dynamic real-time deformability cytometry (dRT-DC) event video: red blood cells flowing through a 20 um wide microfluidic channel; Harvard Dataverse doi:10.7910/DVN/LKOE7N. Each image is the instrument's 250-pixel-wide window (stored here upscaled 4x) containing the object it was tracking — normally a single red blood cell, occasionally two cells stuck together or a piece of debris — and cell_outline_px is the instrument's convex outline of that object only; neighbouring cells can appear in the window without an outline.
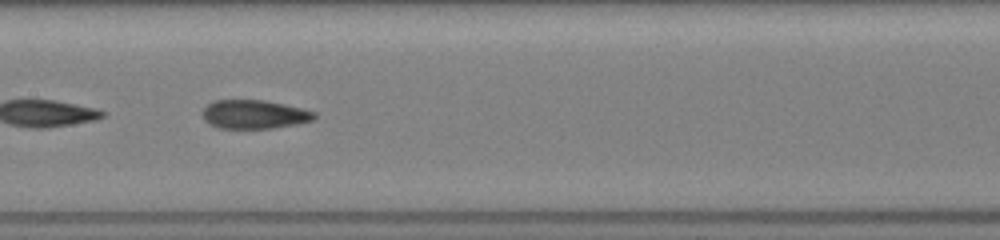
{"species": "common noctule bat (a hibernating species)", "species_latin": "Nyctalus noctula", "temperature_condition": "room temperature", "stored_images_in_passage": 29, "camera_frame_rate_fps": 3000, "um_per_image_px": 0.085, "animal": {"sex": "female", "body_mass_g": 19.5, "forearm_length_mm": 54.1}, "frame": {"image": 1, "passage_image": 9, "time_ms": 2.667, "image_size_px": [1000, 240], "cell_outline_px": [[316, 116], [312, 120], [272, 128], [216, 128], [204, 120], [204, 108], [212, 100], [264, 100], [284, 104], [316, 112]], "centroid_in_image_um": [21.58, 9.71], "position_along_channel_um": 185.8, "area_um2": 18.5}}
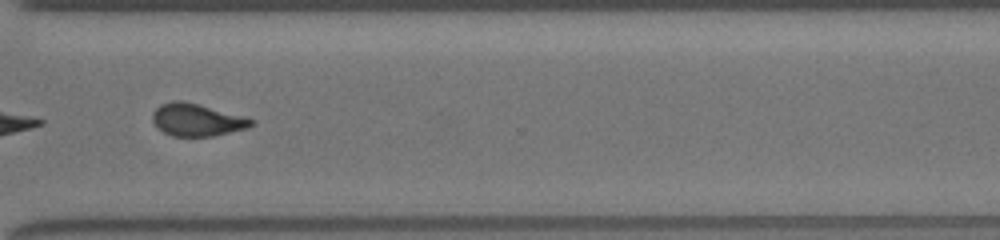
{"frame": {"image": 2, "passage_image": 21, "time_ms": 6.667, "image_size_px": [1000, 240], "cell_outline_px": [[252, 124], [248, 128], [212, 136], [172, 136], [156, 128], [152, 120], [152, 112], [160, 104], [172, 100], [180, 100], [244, 116], [252, 120]], "centroid_in_image_um": [16.66, 10.19], "position_along_channel_um": 353.9, "area_um2": 18.5}}